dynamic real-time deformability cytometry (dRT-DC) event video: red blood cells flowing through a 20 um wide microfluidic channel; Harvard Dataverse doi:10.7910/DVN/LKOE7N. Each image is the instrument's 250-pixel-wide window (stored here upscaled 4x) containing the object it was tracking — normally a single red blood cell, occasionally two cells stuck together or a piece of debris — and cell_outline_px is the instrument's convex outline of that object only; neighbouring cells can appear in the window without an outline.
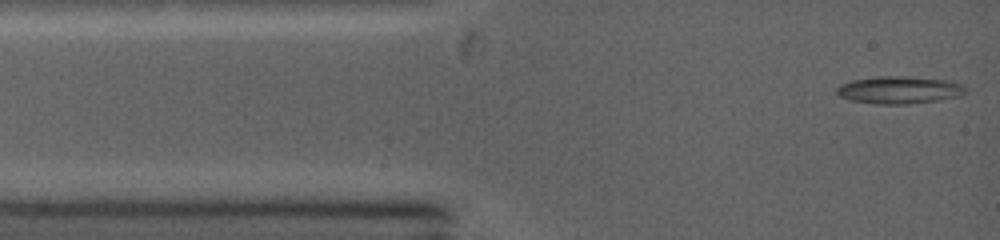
{"species": "common noctule bat (a hibernating species)", "species_latin": "Nyctalus noctula", "temperature_condition": "warm", "stored_images_in_passage": 67, "camera_frame_rate_fps": 5000, "um_per_image_px": 0.085, "animal": {"sex": "female", "body_mass_g": 19.0, "forearm_length_mm": 53.3}, "frame": {"image": 1, "passage_image": 1, "time_ms": 0.0, "image_size_px": [1000, 240], "cell_outline_px": [[964, 92], [952, 96], [936, 100], [904, 104], [876, 104], [852, 100], [840, 96], [836, 92], [836, 88], [852, 80], [888, 76], [944, 80], [960, 84], [964, 88]], "centroid_in_image_um": [76.34, 7.66], "position_along_channel_um": 8.7, "area_um2": 19.48}}
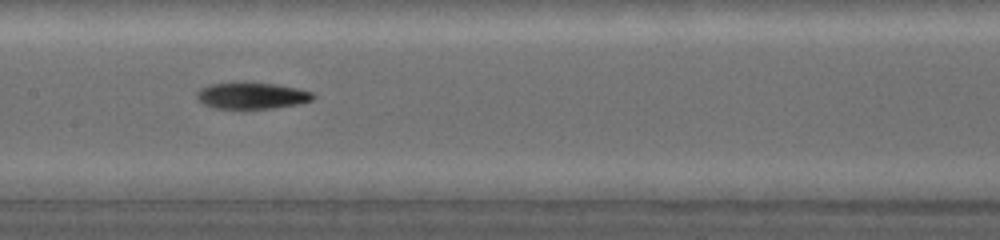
{"frame": {"image": 2, "passage_image": 27, "time_ms": 5.2, "image_size_px": [1000, 240], "cell_outline_px": [[312, 100], [296, 104], [272, 108], [244, 112], [212, 108], [204, 104], [196, 96], [204, 88], [216, 84], [272, 84], [312, 92]], "centroid_in_image_um": [21.37, 8.22], "position_along_channel_um": 186.0, "area_um2": 17.57}}
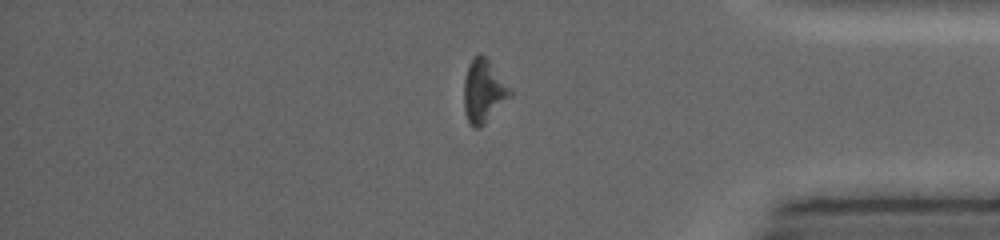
{"frame": {"image": 3, "passage_image": 53, "time_ms": 10.4, "image_size_px": [1000, 240], "cell_outline_px": [[512, 96], [480, 128], [472, 128], [464, 112], [464, 80], [468, 64], [480, 52], [488, 60], [512, 92]], "centroid_in_image_um": [41.08, 7.78], "position_along_channel_um": 394.1, "area_um2": 16.7}}